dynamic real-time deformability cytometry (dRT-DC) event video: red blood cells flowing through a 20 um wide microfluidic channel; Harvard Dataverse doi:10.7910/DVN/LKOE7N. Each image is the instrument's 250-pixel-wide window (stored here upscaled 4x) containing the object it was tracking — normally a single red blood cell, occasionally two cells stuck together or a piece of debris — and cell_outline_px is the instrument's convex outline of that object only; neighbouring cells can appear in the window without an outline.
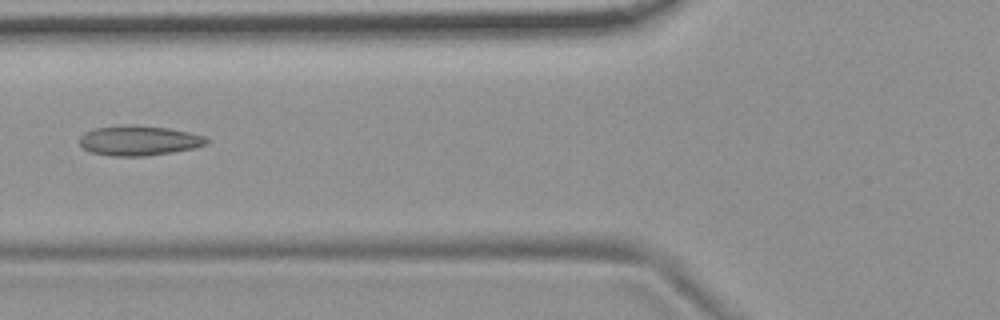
{"species": "common noctule bat (a hibernating species)", "species_latin": "Nyctalus noctula", "temperature_condition": "room temperature", "stored_images_in_passage": 5, "camera_frame_rate_fps": 3000, "um_per_image_px": 0.085, "animal": {"sex": "female", "body_mass_g": 19.9}, "frame": {"image": 1, "passage_image": 5, "time_ms": 4.667, "image_size_px": [1000, 320], "cell_outline_px": [[208, 144], [192, 148], [172, 152], [144, 156], [112, 156], [92, 152], [84, 148], [80, 144], [80, 136], [84, 132], [96, 128], [120, 124], [136, 124], [168, 128], [188, 132], [204, 136], [208, 140]], "centroid_in_image_um": [11.79, 11.93], "position_along_channel_um": 114.0, "area_um2": 22.2}}